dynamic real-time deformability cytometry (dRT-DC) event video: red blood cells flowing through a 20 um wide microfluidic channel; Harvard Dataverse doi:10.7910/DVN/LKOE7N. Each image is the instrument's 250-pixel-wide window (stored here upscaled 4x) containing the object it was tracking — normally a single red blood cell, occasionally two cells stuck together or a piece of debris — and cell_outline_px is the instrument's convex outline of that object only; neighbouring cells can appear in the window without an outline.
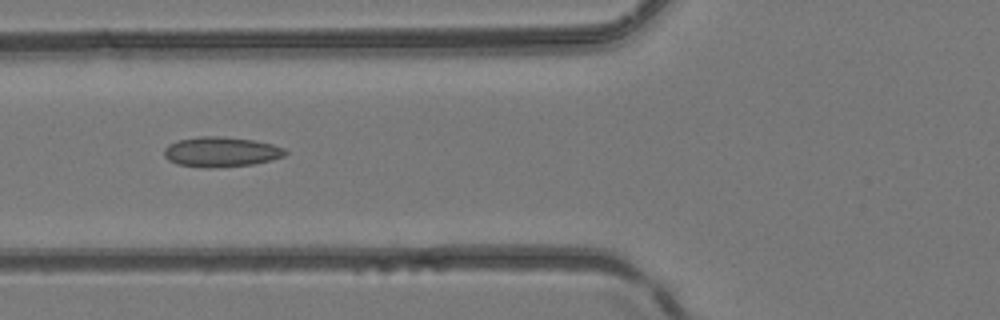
{"species": "common noctule bat (a hibernating species)", "species_latin": "Nyctalus noctula", "temperature_condition": "room temperature", "stored_images_in_passage": 2, "camera_frame_rate_fps": 3000, "um_per_image_px": 0.085, "animal": {"sex": "female", "body_mass_g": 24.6, "forearm_length_mm": 56.2}, "frame": {"image": 1, "passage_image": 2, "time_ms": 0.333, "image_size_px": [1000, 320], "cell_outline_px": [[288, 152], [284, 156], [272, 160], [252, 164], [216, 168], [204, 168], [176, 164], [168, 160], [164, 156], [164, 148], [168, 144], [176, 140], [200, 136], [224, 136], [256, 140], [272, 144], [284, 148]], "centroid_in_image_um": [18.77, 12.9], "position_along_channel_um": 107.0, "area_um2": 21.56}}